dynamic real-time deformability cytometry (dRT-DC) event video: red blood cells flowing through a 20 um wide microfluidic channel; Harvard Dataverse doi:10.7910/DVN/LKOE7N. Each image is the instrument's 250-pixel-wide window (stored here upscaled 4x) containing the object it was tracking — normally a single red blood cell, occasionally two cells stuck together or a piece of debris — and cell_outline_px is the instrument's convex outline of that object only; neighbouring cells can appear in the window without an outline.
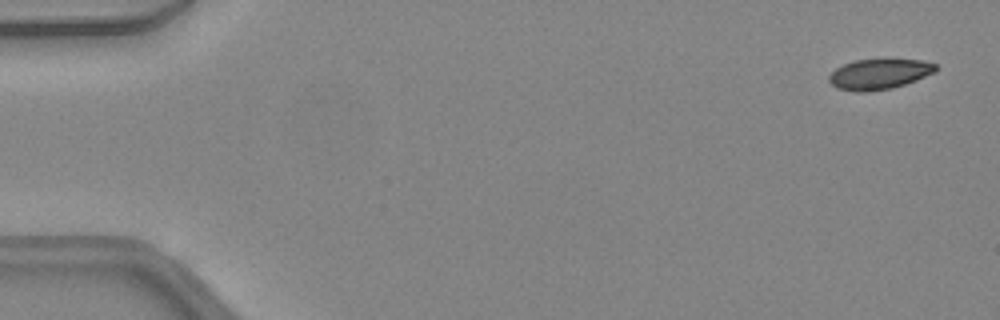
{"species": "common noctule bat (a hibernating species)", "species_latin": "Nyctalus noctula", "temperature_condition": "warm", "stored_images_in_passage": 47, "camera_frame_rate_fps": 3000, "um_per_image_px": 0.085, "animal": {"sex": "female", "body_mass_g": 24.6, "forearm_length_mm": 56.2}, "frame": {"image": 1, "passage_image": 2, "time_ms": 0.333, "image_size_px": [1000, 320], "cell_outline_px": [[936, 72], [916, 80], [892, 88], [864, 92], [856, 92], [836, 88], [828, 80], [828, 76], [836, 68], [844, 64], [856, 60], [884, 56], [924, 60], [936, 64]], "centroid_in_image_um": [74.76, 6.24], "position_along_channel_um": 10.2, "area_um2": 19.71}}
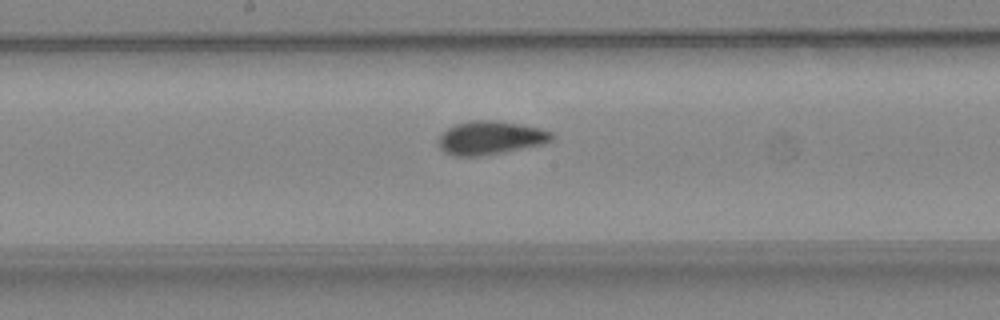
{"frame": {"image": 2, "passage_image": 25, "time_ms": 8.0, "image_size_px": [1000, 320], "cell_outline_px": [[556, 136], [552, 140], [544, 144], [480, 156], [456, 156], [444, 152], [440, 148], [436, 140], [448, 128], [456, 124], [472, 120], [492, 120], [540, 128], [552, 132]], "centroid_in_image_um": [41.68, 11.72], "position_along_channel_um": 206.5, "area_um2": 21.96}}
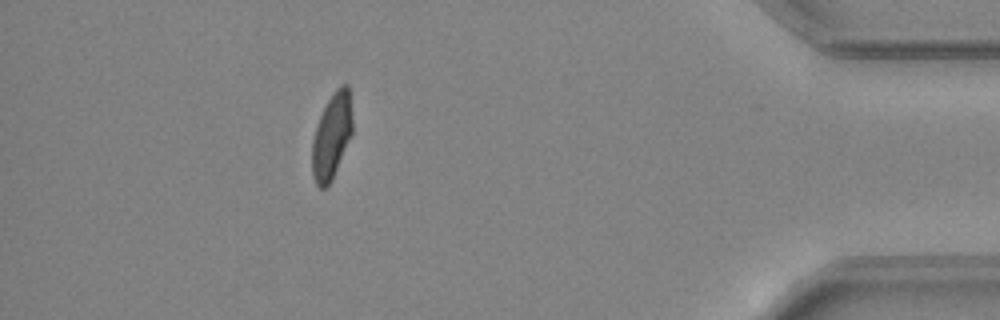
{"frame": {"image": 3, "passage_image": 42, "time_ms": 13.667, "image_size_px": [1000, 320], "cell_outline_px": [[352, 132], [332, 180], [324, 188], [320, 188], [316, 184], [312, 176], [312, 140], [320, 116], [332, 92], [340, 84], [348, 84], [352, 116]], "centroid_in_image_um": [28.19, 11.55], "position_along_channel_um": 407.0, "area_um2": 19.94}, "authors_computed_cell_mechanics": {"area_um2": 21.0392, "velocity_mm_per_s": 4.436, "shape_relaxation_time_tau1_ms": 9.2929, "shape_relaxation_time_tau2_ms": 0.7315, "deformation_change_tau1": 0.2273, "deformation_change_tau2": 0.035}}